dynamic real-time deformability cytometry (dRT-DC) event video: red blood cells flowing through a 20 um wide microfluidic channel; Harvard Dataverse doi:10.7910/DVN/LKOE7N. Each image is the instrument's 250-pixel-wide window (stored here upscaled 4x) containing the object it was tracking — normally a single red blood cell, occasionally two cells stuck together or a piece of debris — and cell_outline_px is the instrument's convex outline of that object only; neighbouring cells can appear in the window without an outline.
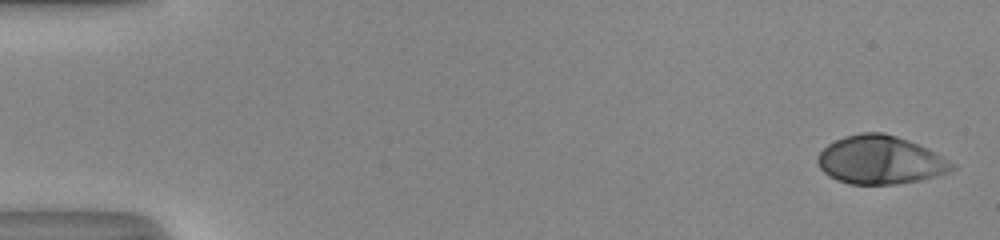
{"species": "human", "species_latin": "Homo sapiens", "temperature_condition": "room temperature", "stored_images_in_passage": 51, "camera_frame_rate_fps": 3000, "um_per_image_px": 0.085, "donor": {"sex": "male"}, "frame": {"image": 1, "passage_image": 1, "time_ms": 0.0, "image_size_px": [1000, 240], "cell_outline_px": [[956, 168], [952, 172], [920, 180], [896, 184], [848, 184], [836, 180], [828, 176], [820, 168], [816, 160], [816, 156], [828, 144], [844, 136], [860, 132], [884, 132], [908, 140], [928, 148], [956, 164]], "centroid_in_image_um": [74.83, 13.6], "position_along_channel_um": 10.2, "area_um2": 38.21}}
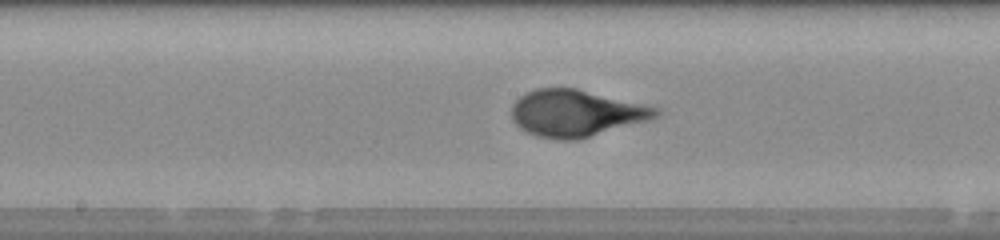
{"frame": {"image": 2, "passage_image": 27, "time_ms": 8.667, "image_size_px": [1000, 240], "cell_outline_px": [[660, 112], [656, 116], [648, 120], [576, 140], [556, 140], [536, 136], [520, 128], [512, 120], [512, 104], [520, 96], [536, 88], [576, 88], [644, 104], [660, 108]], "centroid_in_image_um": [48.93, 9.62], "position_along_channel_um": 199.3, "area_um2": 39.07}}
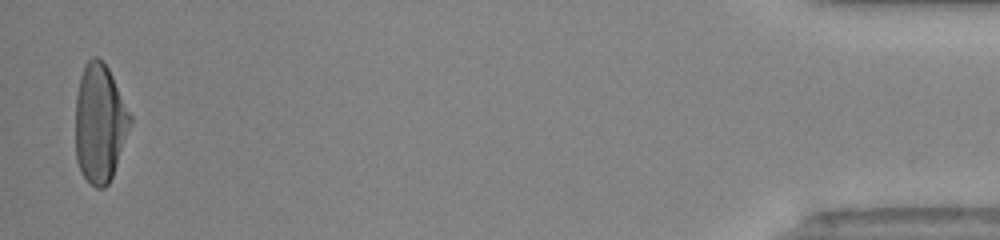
{"frame": {"image": 3, "passage_image": 50, "time_ms": 16.333, "image_size_px": [1000, 240], "cell_outline_px": [[132, 124], [112, 176], [108, 184], [104, 188], [96, 188], [80, 172], [76, 160], [76, 96], [80, 76], [84, 64], [92, 56], [96, 56], [108, 68], [132, 116]], "centroid_in_image_um": [8.48, 10.47], "position_along_channel_um": 426.7, "area_um2": 37.8}, "authors_computed_cell_mechanics": {"area_um2": 37.859, "velocity_mm_per_s": 4.1201, "shape_relaxation_time_tau1_ms": 4.5694, "shape_relaxation_time_tau2_ms": null, "deformation_change_tau1": 0.2604, "deformation_change_tau2": null}}